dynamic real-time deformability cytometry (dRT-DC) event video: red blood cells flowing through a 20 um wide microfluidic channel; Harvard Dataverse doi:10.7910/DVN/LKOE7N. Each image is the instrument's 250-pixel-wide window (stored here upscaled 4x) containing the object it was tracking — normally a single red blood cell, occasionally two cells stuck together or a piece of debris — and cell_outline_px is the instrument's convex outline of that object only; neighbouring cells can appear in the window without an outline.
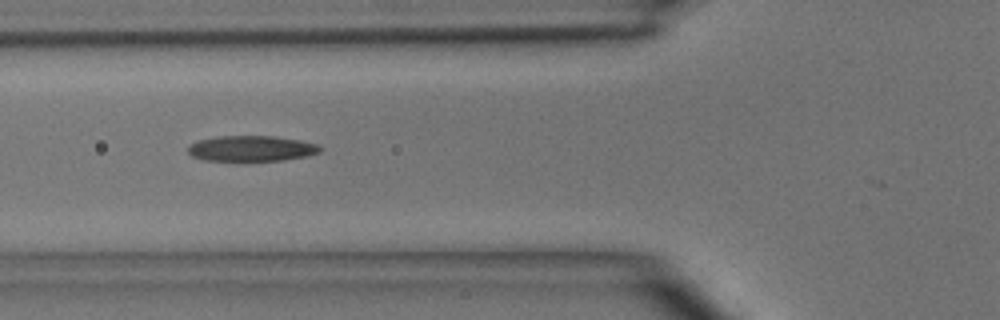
{"species": "common noctule bat (a hibernating species)", "species_latin": "Nyctalus noctula", "temperature_condition": "room temperature", "stored_images_in_passage": 8, "camera_frame_rate_fps": 3000, "um_per_image_px": 0.085, "animal": {"sex": "male", "body_mass_g": 15.6}, "frame": {"image": 1, "passage_image": 6, "time_ms": 5.667, "image_size_px": [1000, 320], "cell_outline_px": [[324, 148], [320, 152], [308, 156], [284, 160], [204, 160], [192, 156], [188, 152], [188, 148], [192, 144], [200, 140], [220, 136], [276, 136], [300, 140], [316, 144]], "centroid_in_image_um": [21.43, 12.62], "position_along_channel_um": 104.4, "area_um2": 19.54}}